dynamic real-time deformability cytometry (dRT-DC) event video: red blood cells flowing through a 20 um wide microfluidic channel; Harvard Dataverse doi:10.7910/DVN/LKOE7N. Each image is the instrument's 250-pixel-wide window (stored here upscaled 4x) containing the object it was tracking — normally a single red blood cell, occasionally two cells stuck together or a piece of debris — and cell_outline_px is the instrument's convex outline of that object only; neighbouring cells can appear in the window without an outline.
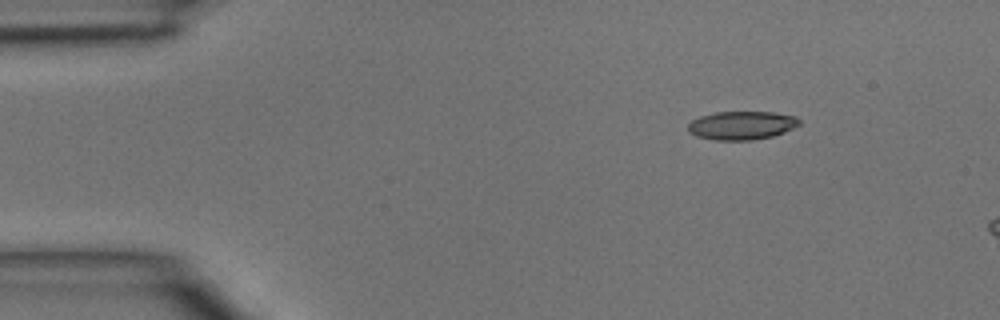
{"species": "common noctule bat (a hibernating species)", "species_latin": "Nyctalus noctula", "temperature_condition": "room temperature", "stored_images_in_passage": 3, "camera_frame_rate_fps": 3000, "um_per_image_px": 0.085, "animal": {"sex": "male", "body_mass_g": 15.6}, "frame": {"image": 1, "passage_image": 1, "time_ms": 0.0, "image_size_px": [1000, 320], "cell_outline_px": [[800, 124], [784, 132], [772, 136], [752, 140], [716, 140], [696, 136], [688, 132], [688, 124], [692, 120], [700, 116], [716, 112], [772, 112], [796, 116], [800, 120]], "centroid_in_image_um": [63.03, 10.65], "position_along_channel_um": 22.0, "area_um2": 18.44}}